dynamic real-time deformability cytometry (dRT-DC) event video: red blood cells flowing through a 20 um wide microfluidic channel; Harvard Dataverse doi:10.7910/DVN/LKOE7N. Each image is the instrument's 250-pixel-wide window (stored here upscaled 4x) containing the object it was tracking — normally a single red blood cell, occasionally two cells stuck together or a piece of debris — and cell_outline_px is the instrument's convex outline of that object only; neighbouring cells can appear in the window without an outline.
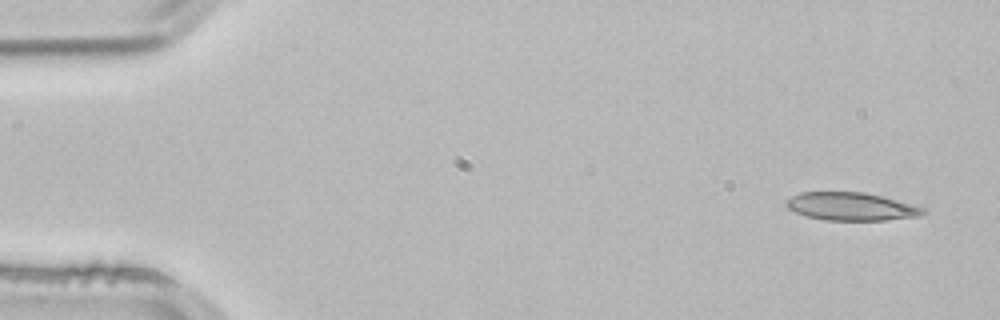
{"species": "common noctule bat (a hibernating species)", "species_latin": "Nyctalus noctula", "temperature_condition": "room temperature", "stored_images_in_passage": 3, "camera_frame_rate_fps": 3000, "um_per_image_px": 0.085, "animal": {"sex": "male", "body_mass_g": 21.5, "forearm_length_mm": 52.0}, "frame": {"image": 1, "passage_image": 1, "time_ms": 0.0, "image_size_px": [1000, 320], "cell_outline_px": [[928, 212], [920, 216], [888, 220], [824, 220], [808, 216], [796, 212], [788, 208], [784, 200], [800, 192], [864, 192], [880, 196], [924, 208]], "centroid_in_image_um": [72.34, 17.55], "position_along_channel_um": 12.7, "area_um2": 22.14}}
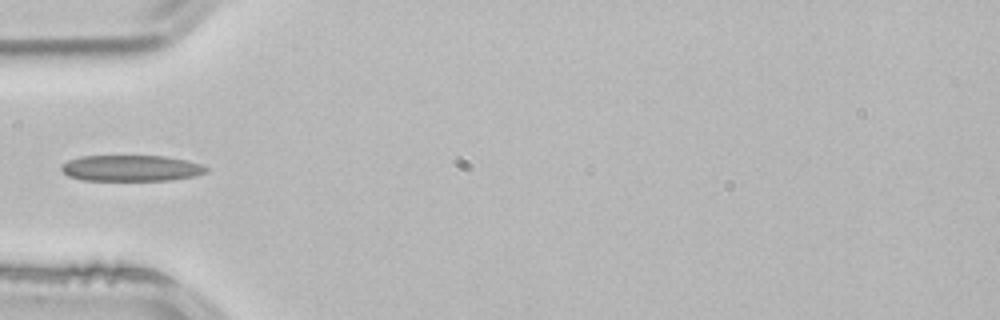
{"frame": {"image": 2, "passage_image": 3, "time_ms": 0.667, "image_size_px": [1000, 320], "cell_outline_px": [[208, 172], [196, 176], [172, 180], [80, 180], [68, 176], [60, 168], [60, 164], [68, 160], [80, 156], [164, 156], [184, 160], [200, 164], [208, 168]], "centroid_in_image_um": [11.12, 14.3], "position_along_channel_um": 73.9, "area_um2": 22.08}}